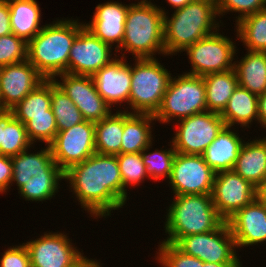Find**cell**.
Here are the masks:
<instances>
[{
    "mask_svg": "<svg viewBox=\"0 0 266 267\" xmlns=\"http://www.w3.org/2000/svg\"><path fill=\"white\" fill-rule=\"evenodd\" d=\"M81 208L98 219L123 208V184L116 155L94 153L64 172Z\"/></svg>",
    "mask_w": 266,
    "mask_h": 267,
    "instance_id": "obj_1",
    "label": "cell"
},
{
    "mask_svg": "<svg viewBox=\"0 0 266 267\" xmlns=\"http://www.w3.org/2000/svg\"><path fill=\"white\" fill-rule=\"evenodd\" d=\"M70 239L65 232L46 231L35 240L26 241L31 267H71L84 254Z\"/></svg>",
    "mask_w": 266,
    "mask_h": 267,
    "instance_id": "obj_14",
    "label": "cell"
},
{
    "mask_svg": "<svg viewBox=\"0 0 266 267\" xmlns=\"http://www.w3.org/2000/svg\"><path fill=\"white\" fill-rule=\"evenodd\" d=\"M116 157L123 184V205L126 206L129 199L127 188L140 186V183H144L146 178L150 179L143 163L142 153L117 154Z\"/></svg>",
    "mask_w": 266,
    "mask_h": 267,
    "instance_id": "obj_34",
    "label": "cell"
},
{
    "mask_svg": "<svg viewBox=\"0 0 266 267\" xmlns=\"http://www.w3.org/2000/svg\"><path fill=\"white\" fill-rule=\"evenodd\" d=\"M174 198L165 212L163 227L167 237L161 241L176 244L182 237L214 231L225 222L215 209L211 194Z\"/></svg>",
    "mask_w": 266,
    "mask_h": 267,
    "instance_id": "obj_6",
    "label": "cell"
},
{
    "mask_svg": "<svg viewBox=\"0 0 266 267\" xmlns=\"http://www.w3.org/2000/svg\"><path fill=\"white\" fill-rule=\"evenodd\" d=\"M124 27V38L121 47L116 51L121 54L119 56L127 58L126 52L131 53L134 58H155L157 54L166 56L164 14L157 4L151 0L132 3Z\"/></svg>",
    "mask_w": 266,
    "mask_h": 267,
    "instance_id": "obj_5",
    "label": "cell"
},
{
    "mask_svg": "<svg viewBox=\"0 0 266 267\" xmlns=\"http://www.w3.org/2000/svg\"><path fill=\"white\" fill-rule=\"evenodd\" d=\"M114 48L102 42L85 27L73 41L68 59V73L93 76L98 70L116 58ZM115 57H114V56Z\"/></svg>",
    "mask_w": 266,
    "mask_h": 267,
    "instance_id": "obj_16",
    "label": "cell"
},
{
    "mask_svg": "<svg viewBox=\"0 0 266 267\" xmlns=\"http://www.w3.org/2000/svg\"><path fill=\"white\" fill-rule=\"evenodd\" d=\"M175 245L185 254L203 262H242L241 256L236 253L238 250L227 221L214 231L182 237Z\"/></svg>",
    "mask_w": 266,
    "mask_h": 267,
    "instance_id": "obj_11",
    "label": "cell"
},
{
    "mask_svg": "<svg viewBox=\"0 0 266 267\" xmlns=\"http://www.w3.org/2000/svg\"><path fill=\"white\" fill-rule=\"evenodd\" d=\"M50 108L51 79H45L13 107L10 112L25 125L29 121V116L49 115Z\"/></svg>",
    "mask_w": 266,
    "mask_h": 267,
    "instance_id": "obj_31",
    "label": "cell"
},
{
    "mask_svg": "<svg viewBox=\"0 0 266 267\" xmlns=\"http://www.w3.org/2000/svg\"><path fill=\"white\" fill-rule=\"evenodd\" d=\"M118 57V58H117ZM97 92L113 108L129 105L131 90V65L122 56H116L92 76ZM123 103V105H122Z\"/></svg>",
    "mask_w": 266,
    "mask_h": 267,
    "instance_id": "obj_19",
    "label": "cell"
},
{
    "mask_svg": "<svg viewBox=\"0 0 266 267\" xmlns=\"http://www.w3.org/2000/svg\"><path fill=\"white\" fill-rule=\"evenodd\" d=\"M154 121L156 122L153 114L129 113L124 110L121 154L142 153L152 144L153 138L155 139L152 134Z\"/></svg>",
    "mask_w": 266,
    "mask_h": 267,
    "instance_id": "obj_24",
    "label": "cell"
},
{
    "mask_svg": "<svg viewBox=\"0 0 266 267\" xmlns=\"http://www.w3.org/2000/svg\"><path fill=\"white\" fill-rule=\"evenodd\" d=\"M220 116L225 126L246 130L254 120L258 124V96L238 85Z\"/></svg>",
    "mask_w": 266,
    "mask_h": 267,
    "instance_id": "obj_25",
    "label": "cell"
},
{
    "mask_svg": "<svg viewBox=\"0 0 266 267\" xmlns=\"http://www.w3.org/2000/svg\"><path fill=\"white\" fill-rule=\"evenodd\" d=\"M219 31L220 29L198 40L183 51L186 52L191 65V70L184 73L204 76L234 68V58L238 52L236 43Z\"/></svg>",
    "mask_w": 266,
    "mask_h": 267,
    "instance_id": "obj_9",
    "label": "cell"
},
{
    "mask_svg": "<svg viewBox=\"0 0 266 267\" xmlns=\"http://www.w3.org/2000/svg\"><path fill=\"white\" fill-rule=\"evenodd\" d=\"M99 261L92 258H88L85 255H83L76 263H74L71 267H102L103 264H101Z\"/></svg>",
    "mask_w": 266,
    "mask_h": 267,
    "instance_id": "obj_44",
    "label": "cell"
},
{
    "mask_svg": "<svg viewBox=\"0 0 266 267\" xmlns=\"http://www.w3.org/2000/svg\"><path fill=\"white\" fill-rule=\"evenodd\" d=\"M56 77H60L62 82L57 78L54 81L78 107L84 120L96 123L112 112V108L97 92L92 76L63 73Z\"/></svg>",
    "mask_w": 266,
    "mask_h": 267,
    "instance_id": "obj_17",
    "label": "cell"
},
{
    "mask_svg": "<svg viewBox=\"0 0 266 267\" xmlns=\"http://www.w3.org/2000/svg\"><path fill=\"white\" fill-rule=\"evenodd\" d=\"M4 128V111H0V145L2 144V130Z\"/></svg>",
    "mask_w": 266,
    "mask_h": 267,
    "instance_id": "obj_48",
    "label": "cell"
},
{
    "mask_svg": "<svg viewBox=\"0 0 266 267\" xmlns=\"http://www.w3.org/2000/svg\"><path fill=\"white\" fill-rule=\"evenodd\" d=\"M266 9V0H219L217 5L218 17L225 13H238L234 22H239L246 16Z\"/></svg>",
    "mask_w": 266,
    "mask_h": 267,
    "instance_id": "obj_39",
    "label": "cell"
},
{
    "mask_svg": "<svg viewBox=\"0 0 266 267\" xmlns=\"http://www.w3.org/2000/svg\"><path fill=\"white\" fill-rule=\"evenodd\" d=\"M12 34L27 43L41 31V8L36 0H8Z\"/></svg>",
    "mask_w": 266,
    "mask_h": 267,
    "instance_id": "obj_27",
    "label": "cell"
},
{
    "mask_svg": "<svg viewBox=\"0 0 266 267\" xmlns=\"http://www.w3.org/2000/svg\"><path fill=\"white\" fill-rule=\"evenodd\" d=\"M200 1L210 2V3L214 4L216 7H217L218 2H219V0H200Z\"/></svg>",
    "mask_w": 266,
    "mask_h": 267,
    "instance_id": "obj_49",
    "label": "cell"
},
{
    "mask_svg": "<svg viewBox=\"0 0 266 267\" xmlns=\"http://www.w3.org/2000/svg\"><path fill=\"white\" fill-rule=\"evenodd\" d=\"M156 58H133L129 106L122 110L154 115L161 106L172 73Z\"/></svg>",
    "mask_w": 266,
    "mask_h": 267,
    "instance_id": "obj_7",
    "label": "cell"
},
{
    "mask_svg": "<svg viewBox=\"0 0 266 267\" xmlns=\"http://www.w3.org/2000/svg\"><path fill=\"white\" fill-rule=\"evenodd\" d=\"M248 141L242 145L233 171L256 187L266 178V137Z\"/></svg>",
    "mask_w": 266,
    "mask_h": 267,
    "instance_id": "obj_23",
    "label": "cell"
},
{
    "mask_svg": "<svg viewBox=\"0 0 266 267\" xmlns=\"http://www.w3.org/2000/svg\"><path fill=\"white\" fill-rule=\"evenodd\" d=\"M31 148H34V145L28 138L25 125L16 119L10 111H4L0 155L11 157Z\"/></svg>",
    "mask_w": 266,
    "mask_h": 267,
    "instance_id": "obj_32",
    "label": "cell"
},
{
    "mask_svg": "<svg viewBox=\"0 0 266 267\" xmlns=\"http://www.w3.org/2000/svg\"><path fill=\"white\" fill-rule=\"evenodd\" d=\"M218 214L227 221L256 199V187L233 170L215 174L211 192Z\"/></svg>",
    "mask_w": 266,
    "mask_h": 267,
    "instance_id": "obj_15",
    "label": "cell"
},
{
    "mask_svg": "<svg viewBox=\"0 0 266 267\" xmlns=\"http://www.w3.org/2000/svg\"><path fill=\"white\" fill-rule=\"evenodd\" d=\"M258 124L266 130V91L258 96Z\"/></svg>",
    "mask_w": 266,
    "mask_h": 267,
    "instance_id": "obj_43",
    "label": "cell"
},
{
    "mask_svg": "<svg viewBox=\"0 0 266 267\" xmlns=\"http://www.w3.org/2000/svg\"><path fill=\"white\" fill-rule=\"evenodd\" d=\"M206 87L203 76L179 74L171 76L161 106L154 114L160 124L206 112Z\"/></svg>",
    "mask_w": 266,
    "mask_h": 267,
    "instance_id": "obj_8",
    "label": "cell"
},
{
    "mask_svg": "<svg viewBox=\"0 0 266 267\" xmlns=\"http://www.w3.org/2000/svg\"><path fill=\"white\" fill-rule=\"evenodd\" d=\"M152 145L154 144H150L142 152V159L147 169V175L149 179L156 182L165 178L168 181L176 154L173 144L170 141L168 144L170 148H160V150L155 148V151L151 152Z\"/></svg>",
    "mask_w": 266,
    "mask_h": 267,
    "instance_id": "obj_35",
    "label": "cell"
},
{
    "mask_svg": "<svg viewBox=\"0 0 266 267\" xmlns=\"http://www.w3.org/2000/svg\"><path fill=\"white\" fill-rule=\"evenodd\" d=\"M256 200L266 205V178L256 186Z\"/></svg>",
    "mask_w": 266,
    "mask_h": 267,
    "instance_id": "obj_45",
    "label": "cell"
},
{
    "mask_svg": "<svg viewBox=\"0 0 266 267\" xmlns=\"http://www.w3.org/2000/svg\"><path fill=\"white\" fill-rule=\"evenodd\" d=\"M11 33L8 0H0V37Z\"/></svg>",
    "mask_w": 266,
    "mask_h": 267,
    "instance_id": "obj_42",
    "label": "cell"
},
{
    "mask_svg": "<svg viewBox=\"0 0 266 267\" xmlns=\"http://www.w3.org/2000/svg\"><path fill=\"white\" fill-rule=\"evenodd\" d=\"M51 108L55 116L58 131L67 130L84 121L78 107L54 79H51Z\"/></svg>",
    "mask_w": 266,
    "mask_h": 267,
    "instance_id": "obj_33",
    "label": "cell"
},
{
    "mask_svg": "<svg viewBox=\"0 0 266 267\" xmlns=\"http://www.w3.org/2000/svg\"><path fill=\"white\" fill-rule=\"evenodd\" d=\"M131 4H122L114 0L99 3L95 7L91 20L88 23L84 22V26L102 42L112 47L115 45L114 51L116 52L121 47L124 38V26Z\"/></svg>",
    "mask_w": 266,
    "mask_h": 267,
    "instance_id": "obj_20",
    "label": "cell"
},
{
    "mask_svg": "<svg viewBox=\"0 0 266 267\" xmlns=\"http://www.w3.org/2000/svg\"><path fill=\"white\" fill-rule=\"evenodd\" d=\"M44 80L28 60L0 67V111H10Z\"/></svg>",
    "mask_w": 266,
    "mask_h": 267,
    "instance_id": "obj_18",
    "label": "cell"
},
{
    "mask_svg": "<svg viewBox=\"0 0 266 267\" xmlns=\"http://www.w3.org/2000/svg\"><path fill=\"white\" fill-rule=\"evenodd\" d=\"M174 125L176 130L171 142L176 153L202 155L225 123L220 114L206 111L180 119Z\"/></svg>",
    "mask_w": 266,
    "mask_h": 267,
    "instance_id": "obj_10",
    "label": "cell"
},
{
    "mask_svg": "<svg viewBox=\"0 0 266 267\" xmlns=\"http://www.w3.org/2000/svg\"><path fill=\"white\" fill-rule=\"evenodd\" d=\"M234 61L239 86L259 96L266 91V52L246 51ZM237 60V61H236Z\"/></svg>",
    "mask_w": 266,
    "mask_h": 267,
    "instance_id": "obj_26",
    "label": "cell"
},
{
    "mask_svg": "<svg viewBox=\"0 0 266 267\" xmlns=\"http://www.w3.org/2000/svg\"><path fill=\"white\" fill-rule=\"evenodd\" d=\"M27 60V42L14 34L0 37V67Z\"/></svg>",
    "mask_w": 266,
    "mask_h": 267,
    "instance_id": "obj_38",
    "label": "cell"
},
{
    "mask_svg": "<svg viewBox=\"0 0 266 267\" xmlns=\"http://www.w3.org/2000/svg\"><path fill=\"white\" fill-rule=\"evenodd\" d=\"M84 27V22L72 17L45 24L27 43V60L45 79L68 73L69 52Z\"/></svg>",
    "mask_w": 266,
    "mask_h": 267,
    "instance_id": "obj_2",
    "label": "cell"
},
{
    "mask_svg": "<svg viewBox=\"0 0 266 267\" xmlns=\"http://www.w3.org/2000/svg\"><path fill=\"white\" fill-rule=\"evenodd\" d=\"M164 14V46L167 56L181 54L198 40L215 33L223 25L219 21L217 7L206 1L194 0L183 8L168 10L160 7ZM221 23V25H220Z\"/></svg>",
    "mask_w": 266,
    "mask_h": 267,
    "instance_id": "obj_4",
    "label": "cell"
},
{
    "mask_svg": "<svg viewBox=\"0 0 266 267\" xmlns=\"http://www.w3.org/2000/svg\"><path fill=\"white\" fill-rule=\"evenodd\" d=\"M29 150L11 156V185L16 183L18 194L25 201L47 202L60 192L58 189L64 180V172L54 161L50 146L46 145L35 153H29Z\"/></svg>",
    "mask_w": 266,
    "mask_h": 267,
    "instance_id": "obj_3",
    "label": "cell"
},
{
    "mask_svg": "<svg viewBox=\"0 0 266 267\" xmlns=\"http://www.w3.org/2000/svg\"><path fill=\"white\" fill-rule=\"evenodd\" d=\"M0 267H31L30 255L24 242L0 253Z\"/></svg>",
    "mask_w": 266,
    "mask_h": 267,
    "instance_id": "obj_40",
    "label": "cell"
},
{
    "mask_svg": "<svg viewBox=\"0 0 266 267\" xmlns=\"http://www.w3.org/2000/svg\"><path fill=\"white\" fill-rule=\"evenodd\" d=\"M156 248V261L161 267H202L203 261L192 255L185 254L175 244L160 241Z\"/></svg>",
    "mask_w": 266,
    "mask_h": 267,
    "instance_id": "obj_37",
    "label": "cell"
},
{
    "mask_svg": "<svg viewBox=\"0 0 266 267\" xmlns=\"http://www.w3.org/2000/svg\"><path fill=\"white\" fill-rule=\"evenodd\" d=\"M202 267H242V263H212L203 262Z\"/></svg>",
    "mask_w": 266,
    "mask_h": 267,
    "instance_id": "obj_47",
    "label": "cell"
},
{
    "mask_svg": "<svg viewBox=\"0 0 266 267\" xmlns=\"http://www.w3.org/2000/svg\"><path fill=\"white\" fill-rule=\"evenodd\" d=\"M234 27L235 36L245 50L266 52V9L246 16Z\"/></svg>",
    "mask_w": 266,
    "mask_h": 267,
    "instance_id": "obj_30",
    "label": "cell"
},
{
    "mask_svg": "<svg viewBox=\"0 0 266 267\" xmlns=\"http://www.w3.org/2000/svg\"><path fill=\"white\" fill-rule=\"evenodd\" d=\"M203 79L206 87L207 110L221 114L239 85L234 68L225 72L206 74Z\"/></svg>",
    "mask_w": 266,
    "mask_h": 267,
    "instance_id": "obj_28",
    "label": "cell"
},
{
    "mask_svg": "<svg viewBox=\"0 0 266 267\" xmlns=\"http://www.w3.org/2000/svg\"><path fill=\"white\" fill-rule=\"evenodd\" d=\"M124 130V110L113 111L103 120L95 123L96 153L121 154L122 136Z\"/></svg>",
    "mask_w": 266,
    "mask_h": 267,
    "instance_id": "obj_29",
    "label": "cell"
},
{
    "mask_svg": "<svg viewBox=\"0 0 266 267\" xmlns=\"http://www.w3.org/2000/svg\"><path fill=\"white\" fill-rule=\"evenodd\" d=\"M227 223L237 249L266 242V205L256 199L238 210Z\"/></svg>",
    "mask_w": 266,
    "mask_h": 267,
    "instance_id": "obj_21",
    "label": "cell"
},
{
    "mask_svg": "<svg viewBox=\"0 0 266 267\" xmlns=\"http://www.w3.org/2000/svg\"><path fill=\"white\" fill-rule=\"evenodd\" d=\"M25 128L33 145L37 141L49 146L58 132L52 108L49 109V115L29 116Z\"/></svg>",
    "mask_w": 266,
    "mask_h": 267,
    "instance_id": "obj_36",
    "label": "cell"
},
{
    "mask_svg": "<svg viewBox=\"0 0 266 267\" xmlns=\"http://www.w3.org/2000/svg\"><path fill=\"white\" fill-rule=\"evenodd\" d=\"M215 174L202 155L176 153L167 182L174 196L211 194Z\"/></svg>",
    "mask_w": 266,
    "mask_h": 267,
    "instance_id": "obj_13",
    "label": "cell"
},
{
    "mask_svg": "<svg viewBox=\"0 0 266 267\" xmlns=\"http://www.w3.org/2000/svg\"><path fill=\"white\" fill-rule=\"evenodd\" d=\"M49 146L54 161L65 172L96 152L95 123L84 120L67 130L58 131Z\"/></svg>",
    "mask_w": 266,
    "mask_h": 267,
    "instance_id": "obj_12",
    "label": "cell"
},
{
    "mask_svg": "<svg viewBox=\"0 0 266 267\" xmlns=\"http://www.w3.org/2000/svg\"><path fill=\"white\" fill-rule=\"evenodd\" d=\"M167 1L166 3L169 4V6H171V8H173V10H177L180 8H183L185 5L189 4L190 2L194 1V0H165Z\"/></svg>",
    "mask_w": 266,
    "mask_h": 267,
    "instance_id": "obj_46",
    "label": "cell"
},
{
    "mask_svg": "<svg viewBox=\"0 0 266 267\" xmlns=\"http://www.w3.org/2000/svg\"><path fill=\"white\" fill-rule=\"evenodd\" d=\"M234 128V129H233ZM235 127L224 126L215 140L202 153L205 163L215 172L231 171L245 140Z\"/></svg>",
    "mask_w": 266,
    "mask_h": 267,
    "instance_id": "obj_22",
    "label": "cell"
},
{
    "mask_svg": "<svg viewBox=\"0 0 266 267\" xmlns=\"http://www.w3.org/2000/svg\"><path fill=\"white\" fill-rule=\"evenodd\" d=\"M13 163L11 157L0 155V194L11 189Z\"/></svg>",
    "mask_w": 266,
    "mask_h": 267,
    "instance_id": "obj_41",
    "label": "cell"
}]
</instances>
